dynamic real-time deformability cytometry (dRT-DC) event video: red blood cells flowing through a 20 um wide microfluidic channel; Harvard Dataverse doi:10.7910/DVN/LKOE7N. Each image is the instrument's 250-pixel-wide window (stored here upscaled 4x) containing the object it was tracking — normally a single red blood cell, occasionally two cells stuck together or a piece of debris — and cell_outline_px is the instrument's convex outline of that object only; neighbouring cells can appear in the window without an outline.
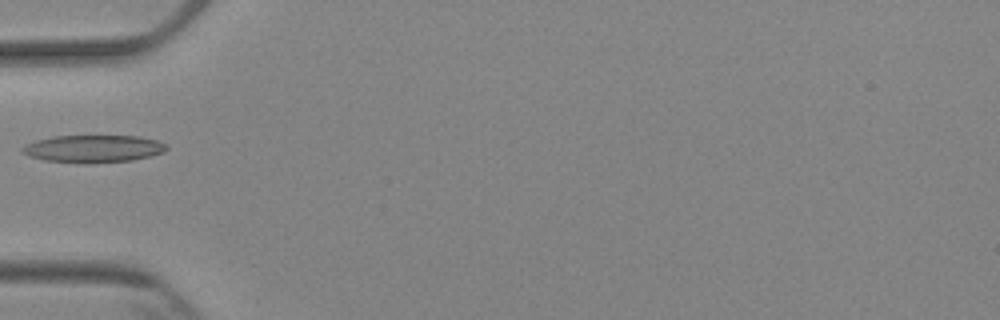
{"species": "Egyptian fruit bat (a non-hibernating species)", "species_latin": "Rousettus aegyptiacus", "temperature_condition": "cold", "stored_images_in_passage": 6, "camera_frame_rate_fps": 3000, "um_per_image_px": 0.085, "animal": {"sex": "female"}, "frame": {"image": 1, "passage_image": 5, "time_ms": 5.333, "image_size_px": [1000, 320], "cell_outline_px": [[168, 148], [164, 152], [132, 160], [92, 164], [76, 164], [44, 160], [28, 156], [20, 152], [20, 148], [24, 144], [36, 140], [52, 136], [140, 136], [156, 140], [168, 144]], "centroid_in_image_um": [7.88, 12.65], "position_along_channel_um": 77.1, "area_um2": 23.58}}
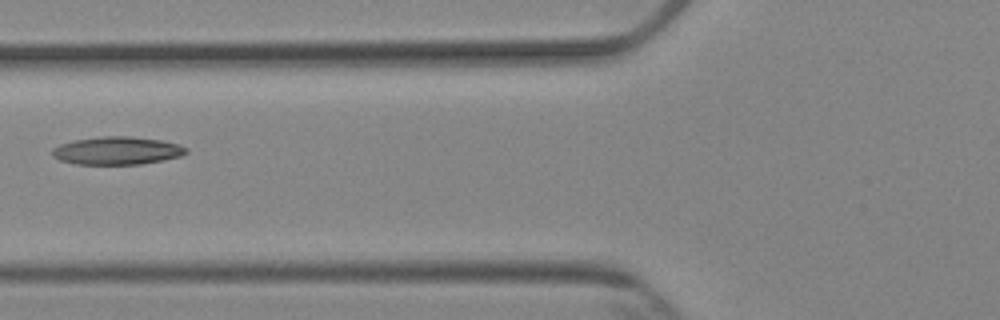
{"frame": {"image": 2, "passage_image": 6, "time_ms": 6.333, "image_size_px": [1000, 320], "cell_outline_px": [[188, 152], [180, 156], [164, 160], [140, 164], [76, 164], [60, 160], [52, 156], [52, 148], [60, 144], [76, 140], [104, 136], [132, 136], [160, 140], [180, 144], [188, 148]], "centroid_in_image_um": [9.98, 12.8], "position_along_channel_um": 115.8, "area_um2": 21.79}}